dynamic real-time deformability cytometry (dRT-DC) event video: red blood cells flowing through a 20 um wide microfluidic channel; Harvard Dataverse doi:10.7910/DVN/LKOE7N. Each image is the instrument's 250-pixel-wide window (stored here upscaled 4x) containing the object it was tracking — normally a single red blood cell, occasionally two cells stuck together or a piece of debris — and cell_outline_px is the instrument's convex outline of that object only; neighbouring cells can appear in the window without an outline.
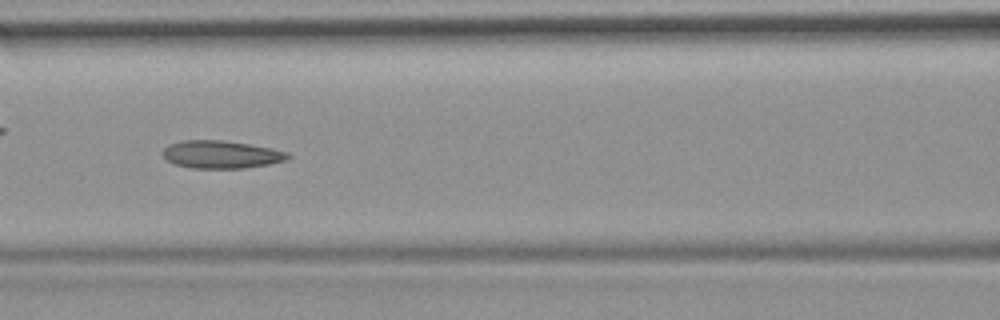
{"species": "common noctule bat (a hibernating species)", "species_latin": "Nyctalus noctula", "temperature_condition": "room temperature", "stored_images_in_passage": 53, "camera_frame_rate_fps": 3000, "um_per_image_px": 0.085, "animal": {"sex": "female", "body_mass_g": 19.9}, "frame": {"image": 1, "passage_image": 23, "time_ms": 7.333, "image_size_px": [1000, 320], "cell_outline_px": [[292, 156], [284, 160], [268, 164], [244, 168], [192, 168], [176, 164], [168, 160], [160, 152], [168, 144], [184, 140], [224, 140], [272, 148], [288, 152]], "centroid_in_image_um": [18.79, 13.12], "position_along_channel_um": 147.8, "area_um2": 20.17}, "authors_computed_cell_mechanics": {"area_um2": 20.519, "velocity_mm_per_s": 3.7369, "shape_relaxation_time_tau1_ms": null, "shape_relaxation_time_tau2_ms": 4.582, "deformation_change_tau1": null, "deformation_change_tau2": 0.1431}}